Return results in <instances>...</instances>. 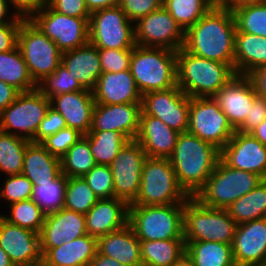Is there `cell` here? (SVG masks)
<instances>
[{"label":"cell","instance_id":"bcb514c9","mask_svg":"<svg viewBox=\"0 0 266 266\" xmlns=\"http://www.w3.org/2000/svg\"><path fill=\"white\" fill-rule=\"evenodd\" d=\"M32 189L33 184L25 175H8L3 188L0 189V197L12 204L31 199Z\"/></svg>","mask_w":266,"mask_h":266},{"label":"cell","instance_id":"e7e4bbea","mask_svg":"<svg viewBox=\"0 0 266 266\" xmlns=\"http://www.w3.org/2000/svg\"><path fill=\"white\" fill-rule=\"evenodd\" d=\"M13 266H49L45 259L42 257L41 259L34 260L27 263H18L13 264Z\"/></svg>","mask_w":266,"mask_h":266},{"label":"cell","instance_id":"d6a6232c","mask_svg":"<svg viewBox=\"0 0 266 266\" xmlns=\"http://www.w3.org/2000/svg\"><path fill=\"white\" fill-rule=\"evenodd\" d=\"M143 266H172L186 254L184 239L140 241Z\"/></svg>","mask_w":266,"mask_h":266},{"label":"cell","instance_id":"7a4b0ae2","mask_svg":"<svg viewBox=\"0 0 266 266\" xmlns=\"http://www.w3.org/2000/svg\"><path fill=\"white\" fill-rule=\"evenodd\" d=\"M169 160L179 185L194 197L213 173L220 160V150L186 131L179 134Z\"/></svg>","mask_w":266,"mask_h":266},{"label":"cell","instance_id":"4dcf8cb0","mask_svg":"<svg viewBox=\"0 0 266 266\" xmlns=\"http://www.w3.org/2000/svg\"><path fill=\"white\" fill-rule=\"evenodd\" d=\"M266 65V37L236 32L234 70L238 75H248Z\"/></svg>","mask_w":266,"mask_h":266},{"label":"cell","instance_id":"6da1fadb","mask_svg":"<svg viewBox=\"0 0 266 266\" xmlns=\"http://www.w3.org/2000/svg\"><path fill=\"white\" fill-rule=\"evenodd\" d=\"M236 31L232 10L214 5L185 31L183 48L201 58L234 64Z\"/></svg>","mask_w":266,"mask_h":266},{"label":"cell","instance_id":"b9f144b4","mask_svg":"<svg viewBox=\"0 0 266 266\" xmlns=\"http://www.w3.org/2000/svg\"><path fill=\"white\" fill-rule=\"evenodd\" d=\"M9 207L10 215L0 214L4 220L10 224L40 233L46 214L32 199L12 203Z\"/></svg>","mask_w":266,"mask_h":266},{"label":"cell","instance_id":"f1b7e54d","mask_svg":"<svg viewBox=\"0 0 266 266\" xmlns=\"http://www.w3.org/2000/svg\"><path fill=\"white\" fill-rule=\"evenodd\" d=\"M49 266H89L97 252V238L89 234L51 249H41Z\"/></svg>","mask_w":266,"mask_h":266},{"label":"cell","instance_id":"c3c4849f","mask_svg":"<svg viewBox=\"0 0 266 266\" xmlns=\"http://www.w3.org/2000/svg\"><path fill=\"white\" fill-rule=\"evenodd\" d=\"M133 48L103 49L98 48L102 73H117L130 68Z\"/></svg>","mask_w":266,"mask_h":266},{"label":"cell","instance_id":"52a82bcc","mask_svg":"<svg viewBox=\"0 0 266 266\" xmlns=\"http://www.w3.org/2000/svg\"><path fill=\"white\" fill-rule=\"evenodd\" d=\"M262 180L257 174L234 169L220 159L213 173L194 198L206 207L227 209Z\"/></svg>","mask_w":266,"mask_h":266},{"label":"cell","instance_id":"60d3db41","mask_svg":"<svg viewBox=\"0 0 266 266\" xmlns=\"http://www.w3.org/2000/svg\"><path fill=\"white\" fill-rule=\"evenodd\" d=\"M236 32L266 37V4L248 3L232 9Z\"/></svg>","mask_w":266,"mask_h":266},{"label":"cell","instance_id":"9c48e42d","mask_svg":"<svg viewBox=\"0 0 266 266\" xmlns=\"http://www.w3.org/2000/svg\"><path fill=\"white\" fill-rule=\"evenodd\" d=\"M17 45L36 84L61 64L62 52L30 19L21 22Z\"/></svg>","mask_w":266,"mask_h":266},{"label":"cell","instance_id":"836d02e7","mask_svg":"<svg viewBox=\"0 0 266 266\" xmlns=\"http://www.w3.org/2000/svg\"><path fill=\"white\" fill-rule=\"evenodd\" d=\"M0 80L13 86L19 92L37 88L18 45L10 51L0 52Z\"/></svg>","mask_w":266,"mask_h":266},{"label":"cell","instance_id":"9a60e30c","mask_svg":"<svg viewBox=\"0 0 266 266\" xmlns=\"http://www.w3.org/2000/svg\"><path fill=\"white\" fill-rule=\"evenodd\" d=\"M147 156L136 140H130L109 165L113 175L115 198L132 204L140 190L141 174Z\"/></svg>","mask_w":266,"mask_h":266},{"label":"cell","instance_id":"f546056e","mask_svg":"<svg viewBox=\"0 0 266 266\" xmlns=\"http://www.w3.org/2000/svg\"><path fill=\"white\" fill-rule=\"evenodd\" d=\"M61 173L60 158L51 155L40 143L30 142L27 145L22 174L32 183L50 182Z\"/></svg>","mask_w":266,"mask_h":266},{"label":"cell","instance_id":"2e32d148","mask_svg":"<svg viewBox=\"0 0 266 266\" xmlns=\"http://www.w3.org/2000/svg\"><path fill=\"white\" fill-rule=\"evenodd\" d=\"M189 106L190 97L176 86L143 94L141 115L158 118L168 127L183 133L189 127Z\"/></svg>","mask_w":266,"mask_h":266},{"label":"cell","instance_id":"277c9868","mask_svg":"<svg viewBox=\"0 0 266 266\" xmlns=\"http://www.w3.org/2000/svg\"><path fill=\"white\" fill-rule=\"evenodd\" d=\"M177 51L136 45L132 50L130 72L140 93L177 86Z\"/></svg>","mask_w":266,"mask_h":266},{"label":"cell","instance_id":"f5cc1de1","mask_svg":"<svg viewBox=\"0 0 266 266\" xmlns=\"http://www.w3.org/2000/svg\"><path fill=\"white\" fill-rule=\"evenodd\" d=\"M266 119V99L257 96L252 104L245 121L236 129L242 133L252 132L258 125Z\"/></svg>","mask_w":266,"mask_h":266},{"label":"cell","instance_id":"db71d44e","mask_svg":"<svg viewBox=\"0 0 266 266\" xmlns=\"http://www.w3.org/2000/svg\"><path fill=\"white\" fill-rule=\"evenodd\" d=\"M23 20L24 18L18 16L10 24L0 26V52L10 51L17 46L18 32Z\"/></svg>","mask_w":266,"mask_h":266},{"label":"cell","instance_id":"30bf717a","mask_svg":"<svg viewBox=\"0 0 266 266\" xmlns=\"http://www.w3.org/2000/svg\"><path fill=\"white\" fill-rule=\"evenodd\" d=\"M50 106L51 99L37 88L19 92L16 99L0 113V130L31 141Z\"/></svg>","mask_w":266,"mask_h":266},{"label":"cell","instance_id":"ffe728a7","mask_svg":"<svg viewBox=\"0 0 266 266\" xmlns=\"http://www.w3.org/2000/svg\"><path fill=\"white\" fill-rule=\"evenodd\" d=\"M141 112V103L95 104L90 131H117L135 140Z\"/></svg>","mask_w":266,"mask_h":266},{"label":"cell","instance_id":"91938a15","mask_svg":"<svg viewBox=\"0 0 266 266\" xmlns=\"http://www.w3.org/2000/svg\"><path fill=\"white\" fill-rule=\"evenodd\" d=\"M89 266H126L115 259L96 252L95 257L91 260Z\"/></svg>","mask_w":266,"mask_h":266},{"label":"cell","instance_id":"d4e9b609","mask_svg":"<svg viewBox=\"0 0 266 266\" xmlns=\"http://www.w3.org/2000/svg\"><path fill=\"white\" fill-rule=\"evenodd\" d=\"M51 106L64 118L66 126L82 135L90 132L95 101L89 90H80L54 96Z\"/></svg>","mask_w":266,"mask_h":266},{"label":"cell","instance_id":"9f6ffc18","mask_svg":"<svg viewBox=\"0 0 266 266\" xmlns=\"http://www.w3.org/2000/svg\"><path fill=\"white\" fill-rule=\"evenodd\" d=\"M259 97L266 99V65L256 68L247 75Z\"/></svg>","mask_w":266,"mask_h":266},{"label":"cell","instance_id":"83f0119b","mask_svg":"<svg viewBox=\"0 0 266 266\" xmlns=\"http://www.w3.org/2000/svg\"><path fill=\"white\" fill-rule=\"evenodd\" d=\"M97 252L126 266H143L140 240L129 224L97 238Z\"/></svg>","mask_w":266,"mask_h":266},{"label":"cell","instance_id":"003e7915","mask_svg":"<svg viewBox=\"0 0 266 266\" xmlns=\"http://www.w3.org/2000/svg\"><path fill=\"white\" fill-rule=\"evenodd\" d=\"M172 266H194L192 261L186 256V254Z\"/></svg>","mask_w":266,"mask_h":266},{"label":"cell","instance_id":"680465c9","mask_svg":"<svg viewBox=\"0 0 266 266\" xmlns=\"http://www.w3.org/2000/svg\"><path fill=\"white\" fill-rule=\"evenodd\" d=\"M120 2L121 0H85L90 13L100 9L119 6Z\"/></svg>","mask_w":266,"mask_h":266},{"label":"cell","instance_id":"7c38bea8","mask_svg":"<svg viewBox=\"0 0 266 266\" xmlns=\"http://www.w3.org/2000/svg\"><path fill=\"white\" fill-rule=\"evenodd\" d=\"M188 132L221 150L235 133L213 97L190 98Z\"/></svg>","mask_w":266,"mask_h":266},{"label":"cell","instance_id":"cb8c5ba5","mask_svg":"<svg viewBox=\"0 0 266 266\" xmlns=\"http://www.w3.org/2000/svg\"><path fill=\"white\" fill-rule=\"evenodd\" d=\"M95 104L141 103L140 93L130 69L102 73L92 91Z\"/></svg>","mask_w":266,"mask_h":266},{"label":"cell","instance_id":"74e56055","mask_svg":"<svg viewBox=\"0 0 266 266\" xmlns=\"http://www.w3.org/2000/svg\"><path fill=\"white\" fill-rule=\"evenodd\" d=\"M31 141L0 130V172L22 174L24 153Z\"/></svg>","mask_w":266,"mask_h":266},{"label":"cell","instance_id":"ba28073f","mask_svg":"<svg viewBox=\"0 0 266 266\" xmlns=\"http://www.w3.org/2000/svg\"><path fill=\"white\" fill-rule=\"evenodd\" d=\"M189 197L179 185L169 159L147 157L142 169L139 194L130 205L185 203Z\"/></svg>","mask_w":266,"mask_h":266},{"label":"cell","instance_id":"6125c7cd","mask_svg":"<svg viewBox=\"0 0 266 266\" xmlns=\"http://www.w3.org/2000/svg\"><path fill=\"white\" fill-rule=\"evenodd\" d=\"M9 9L10 7L8 0H0V26L4 24H10L18 17L16 14H14L12 17L10 16V18L8 19Z\"/></svg>","mask_w":266,"mask_h":266},{"label":"cell","instance_id":"f35d334b","mask_svg":"<svg viewBox=\"0 0 266 266\" xmlns=\"http://www.w3.org/2000/svg\"><path fill=\"white\" fill-rule=\"evenodd\" d=\"M61 171L68 178L83 177L96 162L89 147V140L83 135L60 159Z\"/></svg>","mask_w":266,"mask_h":266},{"label":"cell","instance_id":"d590c367","mask_svg":"<svg viewBox=\"0 0 266 266\" xmlns=\"http://www.w3.org/2000/svg\"><path fill=\"white\" fill-rule=\"evenodd\" d=\"M86 136L96 164L107 166L130 141L123 133L117 131H90Z\"/></svg>","mask_w":266,"mask_h":266},{"label":"cell","instance_id":"8fae6325","mask_svg":"<svg viewBox=\"0 0 266 266\" xmlns=\"http://www.w3.org/2000/svg\"><path fill=\"white\" fill-rule=\"evenodd\" d=\"M132 23L120 6L94 11L89 19V43L103 49L134 48Z\"/></svg>","mask_w":266,"mask_h":266},{"label":"cell","instance_id":"4fadbf2b","mask_svg":"<svg viewBox=\"0 0 266 266\" xmlns=\"http://www.w3.org/2000/svg\"><path fill=\"white\" fill-rule=\"evenodd\" d=\"M89 19L61 14L48 4L30 18L62 53L89 43Z\"/></svg>","mask_w":266,"mask_h":266},{"label":"cell","instance_id":"3957f363","mask_svg":"<svg viewBox=\"0 0 266 266\" xmlns=\"http://www.w3.org/2000/svg\"><path fill=\"white\" fill-rule=\"evenodd\" d=\"M177 86L190 98L213 97L235 75L234 64L177 51Z\"/></svg>","mask_w":266,"mask_h":266},{"label":"cell","instance_id":"484cf974","mask_svg":"<svg viewBox=\"0 0 266 266\" xmlns=\"http://www.w3.org/2000/svg\"><path fill=\"white\" fill-rule=\"evenodd\" d=\"M179 132L150 115H140L139 131L135 140L147 157L169 159L176 146Z\"/></svg>","mask_w":266,"mask_h":266},{"label":"cell","instance_id":"7bdbcfd3","mask_svg":"<svg viewBox=\"0 0 266 266\" xmlns=\"http://www.w3.org/2000/svg\"><path fill=\"white\" fill-rule=\"evenodd\" d=\"M98 200L83 177L68 178L63 208L85 215Z\"/></svg>","mask_w":266,"mask_h":266},{"label":"cell","instance_id":"ac0fdd59","mask_svg":"<svg viewBox=\"0 0 266 266\" xmlns=\"http://www.w3.org/2000/svg\"><path fill=\"white\" fill-rule=\"evenodd\" d=\"M257 96L250 78L236 74L213 99L236 130L245 121Z\"/></svg>","mask_w":266,"mask_h":266},{"label":"cell","instance_id":"03108f58","mask_svg":"<svg viewBox=\"0 0 266 266\" xmlns=\"http://www.w3.org/2000/svg\"><path fill=\"white\" fill-rule=\"evenodd\" d=\"M0 266H13L8 254L0 247Z\"/></svg>","mask_w":266,"mask_h":266},{"label":"cell","instance_id":"e0dca14e","mask_svg":"<svg viewBox=\"0 0 266 266\" xmlns=\"http://www.w3.org/2000/svg\"><path fill=\"white\" fill-rule=\"evenodd\" d=\"M220 159L227 166L255 173L266 180V146L250 133L235 131L220 150Z\"/></svg>","mask_w":266,"mask_h":266},{"label":"cell","instance_id":"94428289","mask_svg":"<svg viewBox=\"0 0 266 266\" xmlns=\"http://www.w3.org/2000/svg\"><path fill=\"white\" fill-rule=\"evenodd\" d=\"M261 0H216L215 5L232 10L240 5L248 3H257Z\"/></svg>","mask_w":266,"mask_h":266},{"label":"cell","instance_id":"be15d7a7","mask_svg":"<svg viewBox=\"0 0 266 266\" xmlns=\"http://www.w3.org/2000/svg\"><path fill=\"white\" fill-rule=\"evenodd\" d=\"M261 144L266 146V119L250 132Z\"/></svg>","mask_w":266,"mask_h":266},{"label":"cell","instance_id":"4316f807","mask_svg":"<svg viewBox=\"0 0 266 266\" xmlns=\"http://www.w3.org/2000/svg\"><path fill=\"white\" fill-rule=\"evenodd\" d=\"M61 64L77 79L83 89L91 92L102 74L98 48L90 43L63 52Z\"/></svg>","mask_w":266,"mask_h":266},{"label":"cell","instance_id":"5b68a950","mask_svg":"<svg viewBox=\"0 0 266 266\" xmlns=\"http://www.w3.org/2000/svg\"><path fill=\"white\" fill-rule=\"evenodd\" d=\"M184 203L129 205L128 224L140 241L184 239Z\"/></svg>","mask_w":266,"mask_h":266},{"label":"cell","instance_id":"e575fe53","mask_svg":"<svg viewBox=\"0 0 266 266\" xmlns=\"http://www.w3.org/2000/svg\"><path fill=\"white\" fill-rule=\"evenodd\" d=\"M226 210L238 225L266 218V180H262Z\"/></svg>","mask_w":266,"mask_h":266},{"label":"cell","instance_id":"f907efd6","mask_svg":"<svg viewBox=\"0 0 266 266\" xmlns=\"http://www.w3.org/2000/svg\"><path fill=\"white\" fill-rule=\"evenodd\" d=\"M66 127L67 126L62 115L50 106L44 119L40 122L39 128L31 142L41 143L48 136H51Z\"/></svg>","mask_w":266,"mask_h":266},{"label":"cell","instance_id":"816d5d0a","mask_svg":"<svg viewBox=\"0 0 266 266\" xmlns=\"http://www.w3.org/2000/svg\"><path fill=\"white\" fill-rule=\"evenodd\" d=\"M48 5L55 11L76 18H90L85 0H49Z\"/></svg>","mask_w":266,"mask_h":266},{"label":"cell","instance_id":"ee69618b","mask_svg":"<svg viewBox=\"0 0 266 266\" xmlns=\"http://www.w3.org/2000/svg\"><path fill=\"white\" fill-rule=\"evenodd\" d=\"M37 89L49 99L60 94L85 90L62 64L52 74L38 82Z\"/></svg>","mask_w":266,"mask_h":266},{"label":"cell","instance_id":"d6986e66","mask_svg":"<svg viewBox=\"0 0 266 266\" xmlns=\"http://www.w3.org/2000/svg\"><path fill=\"white\" fill-rule=\"evenodd\" d=\"M231 247L236 266H262L266 259V218L237 225Z\"/></svg>","mask_w":266,"mask_h":266},{"label":"cell","instance_id":"681fc988","mask_svg":"<svg viewBox=\"0 0 266 266\" xmlns=\"http://www.w3.org/2000/svg\"><path fill=\"white\" fill-rule=\"evenodd\" d=\"M119 6L127 18L135 23L138 19L160 9L163 6V0H121Z\"/></svg>","mask_w":266,"mask_h":266},{"label":"cell","instance_id":"603a6c76","mask_svg":"<svg viewBox=\"0 0 266 266\" xmlns=\"http://www.w3.org/2000/svg\"><path fill=\"white\" fill-rule=\"evenodd\" d=\"M129 205L115 197L99 199L85 214L87 234L99 238L128 224Z\"/></svg>","mask_w":266,"mask_h":266},{"label":"cell","instance_id":"8d00e7d4","mask_svg":"<svg viewBox=\"0 0 266 266\" xmlns=\"http://www.w3.org/2000/svg\"><path fill=\"white\" fill-rule=\"evenodd\" d=\"M68 177L61 173L56 179L44 183H32V201L47 215L64 207Z\"/></svg>","mask_w":266,"mask_h":266},{"label":"cell","instance_id":"6f0895ef","mask_svg":"<svg viewBox=\"0 0 266 266\" xmlns=\"http://www.w3.org/2000/svg\"><path fill=\"white\" fill-rule=\"evenodd\" d=\"M18 94L17 89L0 80V113L16 99Z\"/></svg>","mask_w":266,"mask_h":266},{"label":"cell","instance_id":"f6af8a7d","mask_svg":"<svg viewBox=\"0 0 266 266\" xmlns=\"http://www.w3.org/2000/svg\"><path fill=\"white\" fill-rule=\"evenodd\" d=\"M83 178L98 199L115 197L113 175L109 166L96 164Z\"/></svg>","mask_w":266,"mask_h":266},{"label":"cell","instance_id":"ab89813d","mask_svg":"<svg viewBox=\"0 0 266 266\" xmlns=\"http://www.w3.org/2000/svg\"><path fill=\"white\" fill-rule=\"evenodd\" d=\"M214 5L213 0H163L164 8L184 31L193 26Z\"/></svg>","mask_w":266,"mask_h":266},{"label":"cell","instance_id":"8992f818","mask_svg":"<svg viewBox=\"0 0 266 266\" xmlns=\"http://www.w3.org/2000/svg\"><path fill=\"white\" fill-rule=\"evenodd\" d=\"M237 225L226 209L206 207L194 197L184 203L185 244L192 241L232 244Z\"/></svg>","mask_w":266,"mask_h":266},{"label":"cell","instance_id":"11a10c76","mask_svg":"<svg viewBox=\"0 0 266 266\" xmlns=\"http://www.w3.org/2000/svg\"><path fill=\"white\" fill-rule=\"evenodd\" d=\"M49 0H8V3L15 9V14L24 19H30L36 12L48 4Z\"/></svg>","mask_w":266,"mask_h":266},{"label":"cell","instance_id":"44dd1931","mask_svg":"<svg viewBox=\"0 0 266 266\" xmlns=\"http://www.w3.org/2000/svg\"><path fill=\"white\" fill-rule=\"evenodd\" d=\"M87 234L85 215L65 208L47 214L39 233L41 249H51Z\"/></svg>","mask_w":266,"mask_h":266},{"label":"cell","instance_id":"7402d4cb","mask_svg":"<svg viewBox=\"0 0 266 266\" xmlns=\"http://www.w3.org/2000/svg\"><path fill=\"white\" fill-rule=\"evenodd\" d=\"M0 247L13 264L27 263L43 257L39 234L10 224L1 215Z\"/></svg>","mask_w":266,"mask_h":266},{"label":"cell","instance_id":"7dc6e473","mask_svg":"<svg viewBox=\"0 0 266 266\" xmlns=\"http://www.w3.org/2000/svg\"><path fill=\"white\" fill-rule=\"evenodd\" d=\"M82 136L76 129L66 127L48 136L40 144L51 155L61 159Z\"/></svg>","mask_w":266,"mask_h":266},{"label":"cell","instance_id":"1f68e13d","mask_svg":"<svg viewBox=\"0 0 266 266\" xmlns=\"http://www.w3.org/2000/svg\"><path fill=\"white\" fill-rule=\"evenodd\" d=\"M186 256L194 266H236L231 244L215 241L186 243Z\"/></svg>","mask_w":266,"mask_h":266},{"label":"cell","instance_id":"5bb4252c","mask_svg":"<svg viewBox=\"0 0 266 266\" xmlns=\"http://www.w3.org/2000/svg\"><path fill=\"white\" fill-rule=\"evenodd\" d=\"M136 45L178 51L184 47L185 31L162 6L138 19L134 25Z\"/></svg>","mask_w":266,"mask_h":266}]
</instances>
